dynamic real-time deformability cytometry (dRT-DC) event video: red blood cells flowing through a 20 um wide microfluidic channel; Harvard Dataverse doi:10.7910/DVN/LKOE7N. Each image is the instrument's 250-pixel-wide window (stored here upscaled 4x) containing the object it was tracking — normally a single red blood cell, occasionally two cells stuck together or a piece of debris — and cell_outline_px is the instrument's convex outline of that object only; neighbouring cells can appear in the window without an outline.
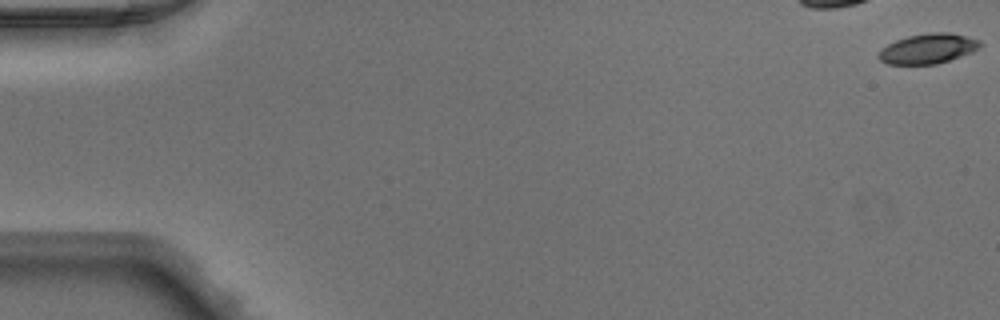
{"species": "Egyptian fruit bat (a non-hibernating species)", "species_latin": "Rousettus aegyptiacus", "temperature_condition": "warm", "stored_images_in_passage": 16, "camera_frame_rate_fps": 3000, "um_per_image_px": 0.085, "animal": {"sex": "male"}, "frame": {"image": 1, "passage_image": 1, "time_ms": 0.0, "image_size_px": [1000, 320], "cell_outline_px": [[980, 48], [972, 52], [936, 64], [888, 64], [880, 60], [876, 56], [888, 44], [896, 40], [908, 36], [928, 32], [948, 32], [980, 40]], "centroid_in_image_um": [78.87, 4.13], "position_along_channel_um": 6.1, "area_um2": 17.51}}